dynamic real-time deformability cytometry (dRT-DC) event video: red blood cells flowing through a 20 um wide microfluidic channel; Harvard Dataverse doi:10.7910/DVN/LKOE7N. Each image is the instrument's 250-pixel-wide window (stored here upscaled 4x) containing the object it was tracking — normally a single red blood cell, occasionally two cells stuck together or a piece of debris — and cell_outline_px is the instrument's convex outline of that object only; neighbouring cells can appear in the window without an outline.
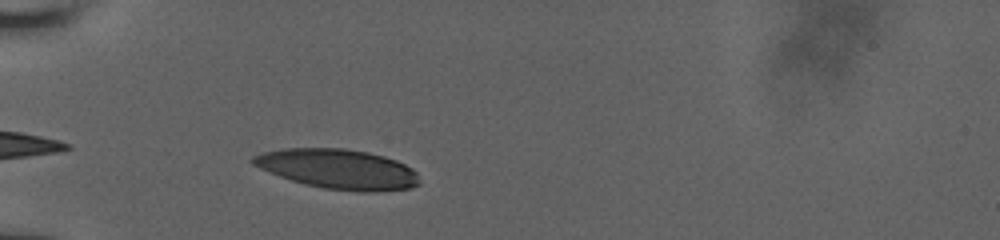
{"species": "human", "species_latin": "Homo sapiens", "temperature_condition": "room temperature", "stored_images_in_passage": 6, "camera_frame_rate_fps": 3000, "um_per_image_px": 0.085, "donor": {"sex": "male"}, "frame": {"image": 1, "passage_image": 4, "time_ms": 0.667, "image_size_px": [1000, 240], "cell_outline_px": [[420, 184], [412, 188], [372, 192], [364, 192], [324, 188], [304, 184], [280, 176], [260, 168], [252, 164], [248, 160], [252, 156], [260, 152], [284, 148], [344, 148], [368, 152], [384, 156], [396, 160], [412, 168], [416, 172]], "centroid_in_image_um": [28.72, 14.36], "position_along_channel_um": 56.3, "area_um2": 38.73}}